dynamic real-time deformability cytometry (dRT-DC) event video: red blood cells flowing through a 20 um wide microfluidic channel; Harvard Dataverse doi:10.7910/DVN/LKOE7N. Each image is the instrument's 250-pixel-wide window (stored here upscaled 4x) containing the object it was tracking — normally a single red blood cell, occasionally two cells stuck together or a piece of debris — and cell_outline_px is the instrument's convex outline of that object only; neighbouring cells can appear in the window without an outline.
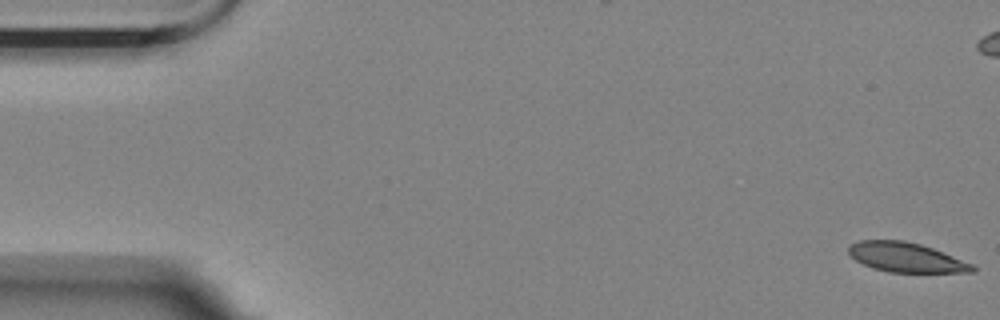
{"species": "Egyptian fruit bat (a non-hibernating species)", "species_latin": "Rousettus aegyptiacus", "temperature_condition": "room temperature", "stored_images_in_passage": 17, "camera_frame_rate_fps": 3000, "um_per_image_px": 0.085, "animal": {"sex": "female"}, "frame": {"image": 1, "passage_image": 1, "time_ms": 0.0, "image_size_px": [1000, 320], "cell_outline_px": [[976, 272], [888, 272], [872, 268], [856, 260], [848, 252], [848, 248], [852, 244], [860, 240], [904, 240], [920, 244], [944, 252], [972, 264], [976, 268]], "centroid_in_image_um": [77.02, 21.87], "position_along_channel_um": 8.0, "area_um2": 21.21}}
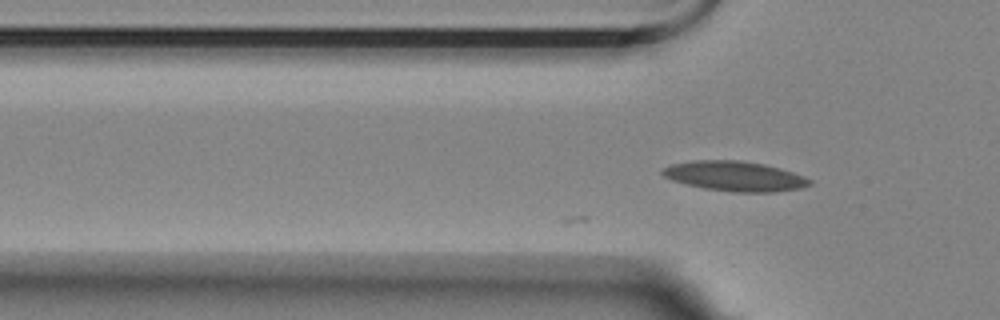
{"frame": {"image": 2, "passage_image": 17, "time_ms": 5.333, "image_size_px": [1000, 320], "cell_outline_px": [[812, 184], [800, 188], [776, 192], [732, 192], [704, 188], [684, 184], [672, 180], [664, 176], [660, 172], [660, 168], [672, 164], [692, 160], [740, 160], [764, 164], [780, 168], [804, 176], [812, 180]], "centroid_in_image_um": [62.43, 14.97], "position_along_channel_um": 63.4, "area_um2": 25.84}}